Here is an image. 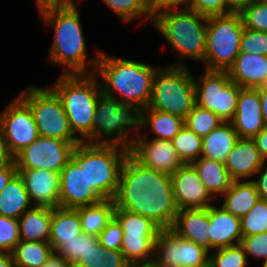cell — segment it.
<instances>
[{"mask_svg": "<svg viewBox=\"0 0 267 267\" xmlns=\"http://www.w3.org/2000/svg\"><path fill=\"white\" fill-rule=\"evenodd\" d=\"M53 253L49 242L20 240L11 254L16 267H41Z\"/></svg>", "mask_w": 267, "mask_h": 267, "instance_id": "obj_33", "label": "cell"}, {"mask_svg": "<svg viewBox=\"0 0 267 267\" xmlns=\"http://www.w3.org/2000/svg\"><path fill=\"white\" fill-rule=\"evenodd\" d=\"M152 4H153V6L155 5V0H149Z\"/></svg>", "mask_w": 267, "mask_h": 267, "instance_id": "obj_62", "label": "cell"}, {"mask_svg": "<svg viewBox=\"0 0 267 267\" xmlns=\"http://www.w3.org/2000/svg\"><path fill=\"white\" fill-rule=\"evenodd\" d=\"M240 244L248 259L250 257L254 260L263 259L261 262L267 259V232L243 236Z\"/></svg>", "mask_w": 267, "mask_h": 267, "instance_id": "obj_44", "label": "cell"}, {"mask_svg": "<svg viewBox=\"0 0 267 267\" xmlns=\"http://www.w3.org/2000/svg\"><path fill=\"white\" fill-rule=\"evenodd\" d=\"M20 242L17 219L0 215V253H12Z\"/></svg>", "mask_w": 267, "mask_h": 267, "instance_id": "obj_42", "label": "cell"}, {"mask_svg": "<svg viewBox=\"0 0 267 267\" xmlns=\"http://www.w3.org/2000/svg\"><path fill=\"white\" fill-rule=\"evenodd\" d=\"M244 28L267 32V4L255 0L241 13Z\"/></svg>", "mask_w": 267, "mask_h": 267, "instance_id": "obj_41", "label": "cell"}, {"mask_svg": "<svg viewBox=\"0 0 267 267\" xmlns=\"http://www.w3.org/2000/svg\"><path fill=\"white\" fill-rule=\"evenodd\" d=\"M239 139L231 122H223L202 138L201 157L225 162Z\"/></svg>", "mask_w": 267, "mask_h": 267, "instance_id": "obj_26", "label": "cell"}, {"mask_svg": "<svg viewBox=\"0 0 267 267\" xmlns=\"http://www.w3.org/2000/svg\"><path fill=\"white\" fill-rule=\"evenodd\" d=\"M191 165L216 201L226 193L233 182L223 162L200 157Z\"/></svg>", "mask_w": 267, "mask_h": 267, "instance_id": "obj_25", "label": "cell"}, {"mask_svg": "<svg viewBox=\"0 0 267 267\" xmlns=\"http://www.w3.org/2000/svg\"><path fill=\"white\" fill-rule=\"evenodd\" d=\"M0 132L12 157L40 136L31 108L19 95L1 111Z\"/></svg>", "mask_w": 267, "mask_h": 267, "instance_id": "obj_12", "label": "cell"}, {"mask_svg": "<svg viewBox=\"0 0 267 267\" xmlns=\"http://www.w3.org/2000/svg\"><path fill=\"white\" fill-rule=\"evenodd\" d=\"M52 208L33 206L18 219L22 241L49 242Z\"/></svg>", "mask_w": 267, "mask_h": 267, "instance_id": "obj_24", "label": "cell"}, {"mask_svg": "<svg viewBox=\"0 0 267 267\" xmlns=\"http://www.w3.org/2000/svg\"><path fill=\"white\" fill-rule=\"evenodd\" d=\"M83 233L77 209L56 207L52 209L49 243L55 251L64 240L74 239Z\"/></svg>", "mask_w": 267, "mask_h": 267, "instance_id": "obj_30", "label": "cell"}, {"mask_svg": "<svg viewBox=\"0 0 267 267\" xmlns=\"http://www.w3.org/2000/svg\"><path fill=\"white\" fill-rule=\"evenodd\" d=\"M19 96L31 108L40 136L65 140L74 146L81 142L70 128L61 99L49 86L30 84Z\"/></svg>", "mask_w": 267, "mask_h": 267, "instance_id": "obj_10", "label": "cell"}, {"mask_svg": "<svg viewBox=\"0 0 267 267\" xmlns=\"http://www.w3.org/2000/svg\"><path fill=\"white\" fill-rule=\"evenodd\" d=\"M257 89L260 95L263 121L265 126H267V84Z\"/></svg>", "mask_w": 267, "mask_h": 267, "instance_id": "obj_56", "label": "cell"}, {"mask_svg": "<svg viewBox=\"0 0 267 267\" xmlns=\"http://www.w3.org/2000/svg\"><path fill=\"white\" fill-rule=\"evenodd\" d=\"M61 99L73 134L82 142L91 132L100 82L93 74H60L48 85ZM79 135V136H78Z\"/></svg>", "mask_w": 267, "mask_h": 267, "instance_id": "obj_5", "label": "cell"}, {"mask_svg": "<svg viewBox=\"0 0 267 267\" xmlns=\"http://www.w3.org/2000/svg\"><path fill=\"white\" fill-rule=\"evenodd\" d=\"M240 51L252 55L267 56V32L244 28Z\"/></svg>", "mask_w": 267, "mask_h": 267, "instance_id": "obj_43", "label": "cell"}, {"mask_svg": "<svg viewBox=\"0 0 267 267\" xmlns=\"http://www.w3.org/2000/svg\"><path fill=\"white\" fill-rule=\"evenodd\" d=\"M32 207L24 181L17 173L0 192V215L18 220Z\"/></svg>", "mask_w": 267, "mask_h": 267, "instance_id": "obj_29", "label": "cell"}, {"mask_svg": "<svg viewBox=\"0 0 267 267\" xmlns=\"http://www.w3.org/2000/svg\"><path fill=\"white\" fill-rule=\"evenodd\" d=\"M155 29L168 42L177 61L172 66L188 67L186 58L204 63L207 17L188 8L154 10Z\"/></svg>", "mask_w": 267, "mask_h": 267, "instance_id": "obj_4", "label": "cell"}, {"mask_svg": "<svg viewBox=\"0 0 267 267\" xmlns=\"http://www.w3.org/2000/svg\"><path fill=\"white\" fill-rule=\"evenodd\" d=\"M194 76L196 105L215 113L223 122H231L242 89L230 79L228 71L204 70Z\"/></svg>", "mask_w": 267, "mask_h": 267, "instance_id": "obj_11", "label": "cell"}, {"mask_svg": "<svg viewBox=\"0 0 267 267\" xmlns=\"http://www.w3.org/2000/svg\"><path fill=\"white\" fill-rule=\"evenodd\" d=\"M79 214L82 232L87 235L99 237L103 229L115 216L116 206L113 199L76 208Z\"/></svg>", "mask_w": 267, "mask_h": 267, "instance_id": "obj_31", "label": "cell"}, {"mask_svg": "<svg viewBox=\"0 0 267 267\" xmlns=\"http://www.w3.org/2000/svg\"><path fill=\"white\" fill-rule=\"evenodd\" d=\"M192 0H155L154 10L167 8H188ZM183 5V6H182Z\"/></svg>", "mask_w": 267, "mask_h": 267, "instance_id": "obj_52", "label": "cell"}, {"mask_svg": "<svg viewBox=\"0 0 267 267\" xmlns=\"http://www.w3.org/2000/svg\"><path fill=\"white\" fill-rule=\"evenodd\" d=\"M171 229L210 252L208 208L178 210Z\"/></svg>", "mask_w": 267, "mask_h": 267, "instance_id": "obj_22", "label": "cell"}, {"mask_svg": "<svg viewBox=\"0 0 267 267\" xmlns=\"http://www.w3.org/2000/svg\"><path fill=\"white\" fill-rule=\"evenodd\" d=\"M244 24L241 14L207 17L206 70L228 71L239 55Z\"/></svg>", "mask_w": 267, "mask_h": 267, "instance_id": "obj_9", "label": "cell"}, {"mask_svg": "<svg viewBox=\"0 0 267 267\" xmlns=\"http://www.w3.org/2000/svg\"><path fill=\"white\" fill-rule=\"evenodd\" d=\"M222 123L223 121L215 113L198 105H195L184 119V125L201 138L208 135Z\"/></svg>", "mask_w": 267, "mask_h": 267, "instance_id": "obj_37", "label": "cell"}, {"mask_svg": "<svg viewBox=\"0 0 267 267\" xmlns=\"http://www.w3.org/2000/svg\"><path fill=\"white\" fill-rule=\"evenodd\" d=\"M248 258L241 244L212 250L209 267H247Z\"/></svg>", "mask_w": 267, "mask_h": 267, "instance_id": "obj_39", "label": "cell"}, {"mask_svg": "<svg viewBox=\"0 0 267 267\" xmlns=\"http://www.w3.org/2000/svg\"><path fill=\"white\" fill-rule=\"evenodd\" d=\"M228 73L241 88L264 86L267 84V56L240 52Z\"/></svg>", "mask_w": 267, "mask_h": 267, "instance_id": "obj_23", "label": "cell"}, {"mask_svg": "<svg viewBox=\"0 0 267 267\" xmlns=\"http://www.w3.org/2000/svg\"><path fill=\"white\" fill-rule=\"evenodd\" d=\"M210 252L193 241L162 229L154 244V261L164 267H209Z\"/></svg>", "mask_w": 267, "mask_h": 267, "instance_id": "obj_13", "label": "cell"}, {"mask_svg": "<svg viewBox=\"0 0 267 267\" xmlns=\"http://www.w3.org/2000/svg\"><path fill=\"white\" fill-rule=\"evenodd\" d=\"M231 123L239 138L252 139L265 127L258 89L240 90L236 113Z\"/></svg>", "mask_w": 267, "mask_h": 267, "instance_id": "obj_19", "label": "cell"}, {"mask_svg": "<svg viewBox=\"0 0 267 267\" xmlns=\"http://www.w3.org/2000/svg\"><path fill=\"white\" fill-rule=\"evenodd\" d=\"M114 218L119 222L123 238H157L162 228L152 219L122 209H115Z\"/></svg>", "mask_w": 267, "mask_h": 267, "instance_id": "obj_32", "label": "cell"}, {"mask_svg": "<svg viewBox=\"0 0 267 267\" xmlns=\"http://www.w3.org/2000/svg\"><path fill=\"white\" fill-rule=\"evenodd\" d=\"M188 9L206 17L228 14L227 0H192Z\"/></svg>", "mask_w": 267, "mask_h": 267, "instance_id": "obj_46", "label": "cell"}, {"mask_svg": "<svg viewBox=\"0 0 267 267\" xmlns=\"http://www.w3.org/2000/svg\"><path fill=\"white\" fill-rule=\"evenodd\" d=\"M261 267H267V259L264 262H262Z\"/></svg>", "mask_w": 267, "mask_h": 267, "instance_id": "obj_60", "label": "cell"}, {"mask_svg": "<svg viewBox=\"0 0 267 267\" xmlns=\"http://www.w3.org/2000/svg\"><path fill=\"white\" fill-rule=\"evenodd\" d=\"M196 105L194 74L190 68L159 67L152 81L148 109L168 112L185 119Z\"/></svg>", "mask_w": 267, "mask_h": 267, "instance_id": "obj_8", "label": "cell"}, {"mask_svg": "<svg viewBox=\"0 0 267 267\" xmlns=\"http://www.w3.org/2000/svg\"><path fill=\"white\" fill-rule=\"evenodd\" d=\"M18 173L14 159L8 164L0 167V192L5 188L9 181Z\"/></svg>", "mask_w": 267, "mask_h": 267, "instance_id": "obj_49", "label": "cell"}, {"mask_svg": "<svg viewBox=\"0 0 267 267\" xmlns=\"http://www.w3.org/2000/svg\"><path fill=\"white\" fill-rule=\"evenodd\" d=\"M113 201L116 209L150 218L162 229H171L178 212L171 175L144 167L130 153Z\"/></svg>", "mask_w": 267, "mask_h": 267, "instance_id": "obj_1", "label": "cell"}, {"mask_svg": "<svg viewBox=\"0 0 267 267\" xmlns=\"http://www.w3.org/2000/svg\"><path fill=\"white\" fill-rule=\"evenodd\" d=\"M124 24L136 18L153 23L154 7L149 0H101Z\"/></svg>", "mask_w": 267, "mask_h": 267, "instance_id": "obj_34", "label": "cell"}, {"mask_svg": "<svg viewBox=\"0 0 267 267\" xmlns=\"http://www.w3.org/2000/svg\"><path fill=\"white\" fill-rule=\"evenodd\" d=\"M69 2H77L78 3V1L80 2V1H83V0H68Z\"/></svg>", "mask_w": 267, "mask_h": 267, "instance_id": "obj_61", "label": "cell"}, {"mask_svg": "<svg viewBox=\"0 0 267 267\" xmlns=\"http://www.w3.org/2000/svg\"><path fill=\"white\" fill-rule=\"evenodd\" d=\"M12 159L13 157L9 154L0 132V167H3L8 164Z\"/></svg>", "mask_w": 267, "mask_h": 267, "instance_id": "obj_57", "label": "cell"}, {"mask_svg": "<svg viewBox=\"0 0 267 267\" xmlns=\"http://www.w3.org/2000/svg\"><path fill=\"white\" fill-rule=\"evenodd\" d=\"M41 267H73L62 256H59L55 252Z\"/></svg>", "mask_w": 267, "mask_h": 267, "instance_id": "obj_54", "label": "cell"}, {"mask_svg": "<svg viewBox=\"0 0 267 267\" xmlns=\"http://www.w3.org/2000/svg\"><path fill=\"white\" fill-rule=\"evenodd\" d=\"M157 70V66L101 51L94 74L102 80V93L142 110L150 102L152 81Z\"/></svg>", "mask_w": 267, "mask_h": 267, "instance_id": "obj_3", "label": "cell"}, {"mask_svg": "<svg viewBox=\"0 0 267 267\" xmlns=\"http://www.w3.org/2000/svg\"><path fill=\"white\" fill-rule=\"evenodd\" d=\"M68 3H70L68 0H35V5L37 6L36 8H38V12L49 7L62 6Z\"/></svg>", "mask_w": 267, "mask_h": 267, "instance_id": "obj_55", "label": "cell"}, {"mask_svg": "<svg viewBox=\"0 0 267 267\" xmlns=\"http://www.w3.org/2000/svg\"><path fill=\"white\" fill-rule=\"evenodd\" d=\"M214 204L208 207L210 252L240 244L243 237L240 218Z\"/></svg>", "mask_w": 267, "mask_h": 267, "instance_id": "obj_21", "label": "cell"}, {"mask_svg": "<svg viewBox=\"0 0 267 267\" xmlns=\"http://www.w3.org/2000/svg\"><path fill=\"white\" fill-rule=\"evenodd\" d=\"M74 147L65 140L39 136L13 159L17 169L49 170L60 174L72 158Z\"/></svg>", "mask_w": 267, "mask_h": 267, "instance_id": "obj_14", "label": "cell"}, {"mask_svg": "<svg viewBox=\"0 0 267 267\" xmlns=\"http://www.w3.org/2000/svg\"><path fill=\"white\" fill-rule=\"evenodd\" d=\"M255 183L252 180L233 181L230 188L220 199L222 207L238 218H242L259 199Z\"/></svg>", "mask_w": 267, "mask_h": 267, "instance_id": "obj_27", "label": "cell"}, {"mask_svg": "<svg viewBox=\"0 0 267 267\" xmlns=\"http://www.w3.org/2000/svg\"><path fill=\"white\" fill-rule=\"evenodd\" d=\"M129 153L119 145L80 142L74 147L72 158L85 169L87 182L94 191L102 199H113Z\"/></svg>", "mask_w": 267, "mask_h": 267, "instance_id": "obj_6", "label": "cell"}, {"mask_svg": "<svg viewBox=\"0 0 267 267\" xmlns=\"http://www.w3.org/2000/svg\"><path fill=\"white\" fill-rule=\"evenodd\" d=\"M105 247L99 242L91 247L73 267H103Z\"/></svg>", "mask_w": 267, "mask_h": 267, "instance_id": "obj_47", "label": "cell"}, {"mask_svg": "<svg viewBox=\"0 0 267 267\" xmlns=\"http://www.w3.org/2000/svg\"><path fill=\"white\" fill-rule=\"evenodd\" d=\"M240 220L242 236L267 232V201L259 198Z\"/></svg>", "mask_w": 267, "mask_h": 267, "instance_id": "obj_40", "label": "cell"}, {"mask_svg": "<svg viewBox=\"0 0 267 267\" xmlns=\"http://www.w3.org/2000/svg\"><path fill=\"white\" fill-rule=\"evenodd\" d=\"M131 267H164V266L159 265L154 260H152V261H149V262L132 265Z\"/></svg>", "mask_w": 267, "mask_h": 267, "instance_id": "obj_59", "label": "cell"}, {"mask_svg": "<svg viewBox=\"0 0 267 267\" xmlns=\"http://www.w3.org/2000/svg\"><path fill=\"white\" fill-rule=\"evenodd\" d=\"M33 206L59 207L60 175L49 170L17 169Z\"/></svg>", "mask_w": 267, "mask_h": 267, "instance_id": "obj_18", "label": "cell"}, {"mask_svg": "<svg viewBox=\"0 0 267 267\" xmlns=\"http://www.w3.org/2000/svg\"><path fill=\"white\" fill-rule=\"evenodd\" d=\"M157 238H123L121 252L132 266L154 259V244Z\"/></svg>", "mask_w": 267, "mask_h": 267, "instance_id": "obj_36", "label": "cell"}, {"mask_svg": "<svg viewBox=\"0 0 267 267\" xmlns=\"http://www.w3.org/2000/svg\"><path fill=\"white\" fill-rule=\"evenodd\" d=\"M265 163L252 139L239 138L224 165L233 181H243L253 180Z\"/></svg>", "mask_w": 267, "mask_h": 267, "instance_id": "obj_20", "label": "cell"}, {"mask_svg": "<svg viewBox=\"0 0 267 267\" xmlns=\"http://www.w3.org/2000/svg\"><path fill=\"white\" fill-rule=\"evenodd\" d=\"M77 4L79 2H70L38 13L47 28L49 25L55 28L47 60L51 64L64 66L62 74H93L101 50H95L94 58L87 59V44Z\"/></svg>", "mask_w": 267, "mask_h": 267, "instance_id": "obj_2", "label": "cell"}, {"mask_svg": "<svg viewBox=\"0 0 267 267\" xmlns=\"http://www.w3.org/2000/svg\"><path fill=\"white\" fill-rule=\"evenodd\" d=\"M252 140L259 150L262 159L267 162V126H265Z\"/></svg>", "mask_w": 267, "mask_h": 267, "instance_id": "obj_51", "label": "cell"}, {"mask_svg": "<svg viewBox=\"0 0 267 267\" xmlns=\"http://www.w3.org/2000/svg\"><path fill=\"white\" fill-rule=\"evenodd\" d=\"M183 127L184 119L179 116L147 107L140 110V129L153 132L152 138L171 141Z\"/></svg>", "mask_w": 267, "mask_h": 267, "instance_id": "obj_28", "label": "cell"}, {"mask_svg": "<svg viewBox=\"0 0 267 267\" xmlns=\"http://www.w3.org/2000/svg\"><path fill=\"white\" fill-rule=\"evenodd\" d=\"M98 242V237L81 233L74 239L64 240L54 252L74 266Z\"/></svg>", "mask_w": 267, "mask_h": 267, "instance_id": "obj_38", "label": "cell"}, {"mask_svg": "<svg viewBox=\"0 0 267 267\" xmlns=\"http://www.w3.org/2000/svg\"><path fill=\"white\" fill-rule=\"evenodd\" d=\"M255 0H227L228 14H240L246 7L252 4Z\"/></svg>", "mask_w": 267, "mask_h": 267, "instance_id": "obj_53", "label": "cell"}, {"mask_svg": "<svg viewBox=\"0 0 267 267\" xmlns=\"http://www.w3.org/2000/svg\"><path fill=\"white\" fill-rule=\"evenodd\" d=\"M259 174L256 180H252L257 188L260 199L267 201V163L257 172Z\"/></svg>", "mask_w": 267, "mask_h": 267, "instance_id": "obj_50", "label": "cell"}, {"mask_svg": "<svg viewBox=\"0 0 267 267\" xmlns=\"http://www.w3.org/2000/svg\"><path fill=\"white\" fill-rule=\"evenodd\" d=\"M103 267H131L121 251L105 249Z\"/></svg>", "mask_w": 267, "mask_h": 267, "instance_id": "obj_48", "label": "cell"}, {"mask_svg": "<svg viewBox=\"0 0 267 267\" xmlns=\"http://www.w3.org/2000/svg\"><path fill=\"white\" fill-rule=\"evenodd\" d=\"M174 200L178 210L208 208L215 199L206 190L191 164H183L171 175Z\"/></svg>", "mask_w": 267, "mask_h": 267, "instance_id": "obj_17", "label": "cell"}, {"mask_svg": "<svg viewBox=\"0 0 267 267\" xmlns=\"http://www.w3.org/2000/svg\"><path fill=\"white\" fill-rule=\"evenodd\" d=\"M59 175V207L76 209L103 200L88 184L85 169L73 158L67 162Z\"/></svg>", "mask_w": 267, "mask_h": 267, "instance_id": "obj_16", "label": "cell"}, {"mask_svg": "<svg viewBox=\"0 0 267 267\" xmlns=\"http://www.w3.org/2000/svg\"><path fill=\"white\" fill-rule=\"evenodd\" d=\"M0 267H16L12 254L0 253Z\"/></svg>", "mask_w": 267, "mask_h": 267, "instance_id": "obj_58", "label": "cell"}, {"mask_svg": "<svg viewBox=\"0 0 267 267\" xmlns=\"http://www.w3.org/2000/svg\"><path fill=\"white\" fill-rule=\"evenodd\" d=\"M139 128L140 109L101 93L97 101L92 132L82 142L113 144L130 150L134 139L140 134ZM134 129H138V132Z\"/></svg>", "mask_w": 267, "mask_h": 267, "instance_id": "obj_7", "label": "cell"}, {"mask_svg": "<svg viewBox=\"0 0 267 267\" xmlns=\"http://www.w3.org/2000/svg\"><path fill=\"white\" fill-rule=\"evenodd\" d=\"M148 133H140L134 139L130 154L144 167L169 175L174 174L184 163L173 143L169 140L149 138Z\"/></svg>", "mask_w": 267, "mask_h": 267, "instance_id": "obj_15", "label": "cell"}, {"mask_svg": "<svg viewBox=\"0 0 267 267\" xmlns=\"http://www.w3.org/2000/svg\"><path fill=\"white\" fill-rule=\"evenodd\" d=\"M98 238L99 243L106 249L121 251L123 231L115 218L103 229Z\"/></svg>", "mask_w": 267, "mask_h": 267, "instance_id": "obj_45", "label": "cell"}, {"mask_svg": "<svg viewBox=\"0 0 267 267\" xmlns=\"http://www.w3.org/2000/svg\"><path fill=\"white\" fill-rule=\"evenodd\" d=\"M171 142L184 164H191L201 157L202 138L185 125Z\"/></svg>", "mask_w": 267, "mask_h": 267, "instance_id": "obj_35", "label": "cell"}]
</instances>
